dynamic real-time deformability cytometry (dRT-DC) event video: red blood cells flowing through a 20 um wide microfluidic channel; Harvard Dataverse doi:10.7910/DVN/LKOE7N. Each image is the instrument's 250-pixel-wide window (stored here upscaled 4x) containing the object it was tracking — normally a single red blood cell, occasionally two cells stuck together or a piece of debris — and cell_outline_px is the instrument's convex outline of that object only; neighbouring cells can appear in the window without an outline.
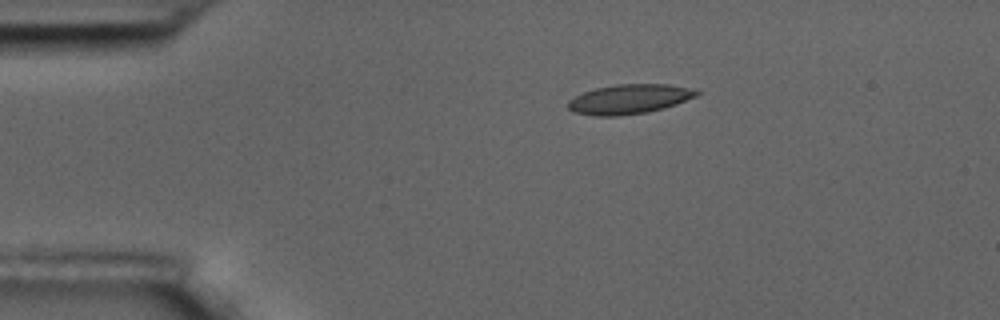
{"species": "common noctule bat (a hibernating species)", "species_latin": "Nyctalus noctula", "temperature_condition": "room temperature", "stored_images_in_passage": 15, "camera_frame_rate_fps": 3000, "um_per_image_px": 0.085, "animal": {"sex": "male", "body_mass_g": 17.5, "forearm_length_mm": 52.3}, "frame": {"image": 1, "passage_image": 3, "time_ms": 0.667, "image_size_px": [1000, 320], "cell_outline_px": [[700, 92], [696, 96], [676, 104], [664, 108], [648, 112], [620, 116], [592, 116], [576, 112], [568, 108], [568, 100], [584, 92], [596, 88], [616, 84], [668, 84], [688, 88]], "centroid_in_image_um": [53.47, 8.43], "position_along_channel_um": 31.5, "area_um2": 22.02}}
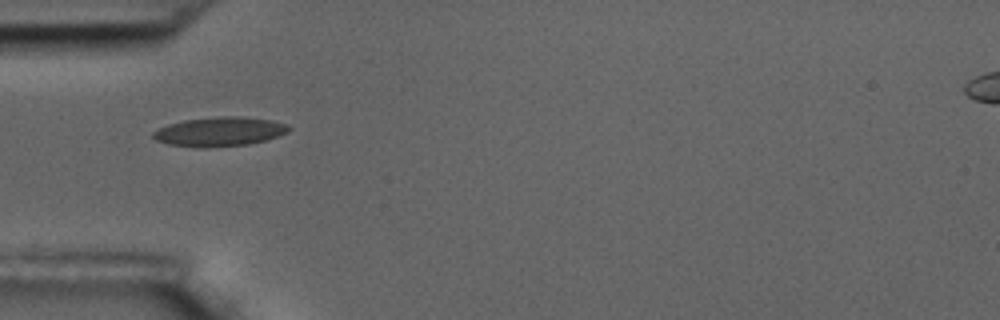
{"frame": {"image": 2, "passage_image": 5, "time_ms": 1.333, "image_size_px": [1000, 320], "cell_outline_px": [[292, 128], [288, 132], [264, 140], [248, 144], [204, 148], [168, 144], [156, 140], [152, 136], [152, 132], [168, 124], [184, 120], [220, 116], [240, 116], [272, 120], [288, 124]], "centroid_in_image_um": [18.67, 11.18], "position_along_channel_um": 66.3, "area_um2": 23.06}}
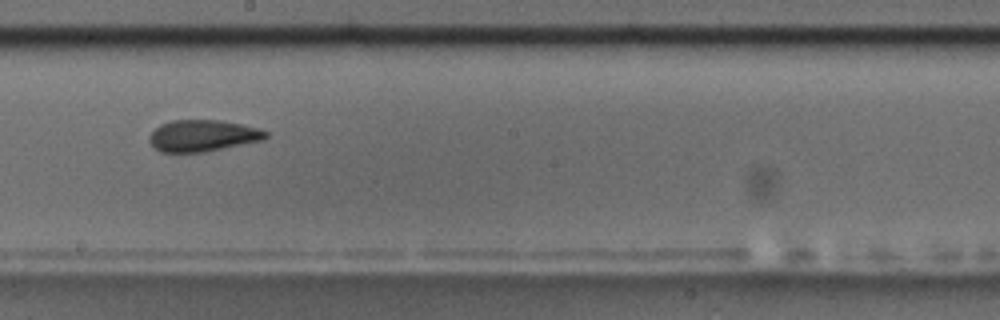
{"frame": {"image": 3, "passage_image": 9, "time_ms": 2.667, "image_size_px": [1000, 320], "cell_outline_px": [[268, 136], [264, 140], [204, 152], [160, 152], [148, 140], [148, 136], [160, 124], [172, 120], [220, 120], [260, 128], [268, 132]], "centroid_in_image_um": [17.24, 11.53], "position_along_channel_um": 231.0, "area_um2": 21.44}}